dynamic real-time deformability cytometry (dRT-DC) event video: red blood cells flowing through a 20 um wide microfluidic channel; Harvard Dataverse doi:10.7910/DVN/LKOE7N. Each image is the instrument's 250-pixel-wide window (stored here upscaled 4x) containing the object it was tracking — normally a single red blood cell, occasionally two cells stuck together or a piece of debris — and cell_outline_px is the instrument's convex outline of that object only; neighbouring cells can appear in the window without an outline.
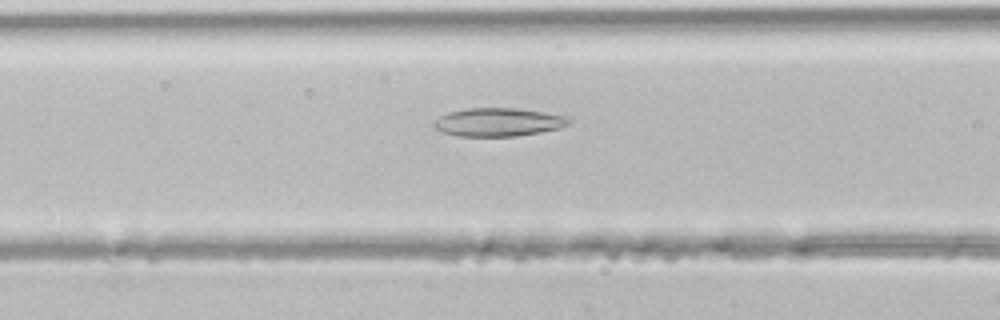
{"species": "common noctule bat (a hibernating species)", "species_latin": "Nyctalus noctula", "temperature_condition": "room temperature", "stored_images_in_passage": 35, "camera_frame_rate_fps": 3000, "um_per_image_px": 0.085, "animal": {"sex": "male", "body_mass_g": 21.5, "forearm_length_mm": 52.0}, "frame": {"image": 1, "passage_image": 9, "time_ms": 2.667, "image_size_px": [1000, 320], "cell_outline_px": [[572, 120], [568, 124], [560, 128], [540, 132], [516, 136], [456, 136], [440, 132], [432, 124], [432, 120], [448, 112], [468, 108], [516, 108], [572, 116]], "centroid_in_image_um": [42.36, 10.38], "position_along_channel_um": 124.2, "area_um2": 22.6}}
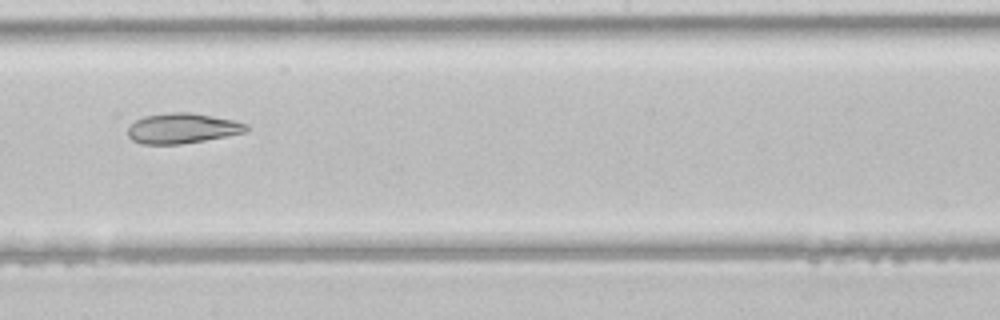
{"frame": {"image": 2, "passage_image": 16, "time_ms": 5.0, "image_size_px": [1000, 320], "cell_outline_px": [[248, 128], [244, 132], [204, 140], [180, 144], [140, 144], [132, 140], [128, 136], [128, 128], [136, 120], [144, 116], [172, 112], [188, 112], [232, 120], [248, 124]], "centroid_in_image_um": [15.45, 10.91], "position_along_channel_um": 232.8, "area_um2": 20.52}}
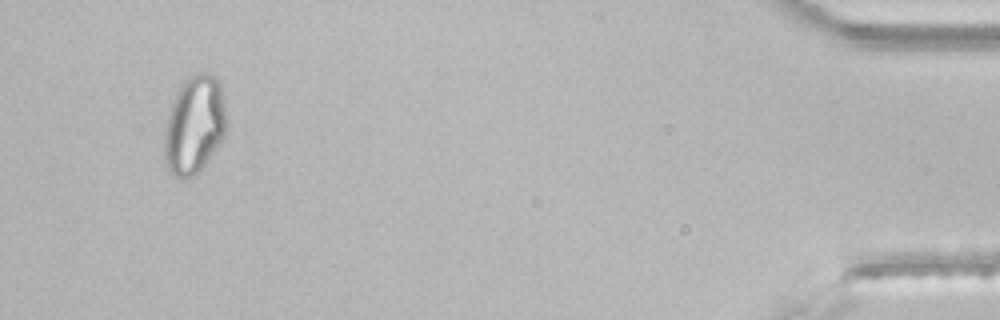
{"frame": {"image": 3, "passage_image": 33, "time_ms": 10.667, "image_size_px": [1000, 320], "cell_outline_px": [[224, 136], [220, 144], [208, 160], [188, 180], [184, 180], [176, 176], [168, 168], [164, 160], [164, 132], [168, 116], [176, 92], [180, 84], [188, 76], [196, 72], [208, 72], [216, 76], [220, 84], [224, 104]], "centroid_in_image_um": [16.5, 10.59], "position_along_channel_um": 418.7, "area_um2": 35.37}}